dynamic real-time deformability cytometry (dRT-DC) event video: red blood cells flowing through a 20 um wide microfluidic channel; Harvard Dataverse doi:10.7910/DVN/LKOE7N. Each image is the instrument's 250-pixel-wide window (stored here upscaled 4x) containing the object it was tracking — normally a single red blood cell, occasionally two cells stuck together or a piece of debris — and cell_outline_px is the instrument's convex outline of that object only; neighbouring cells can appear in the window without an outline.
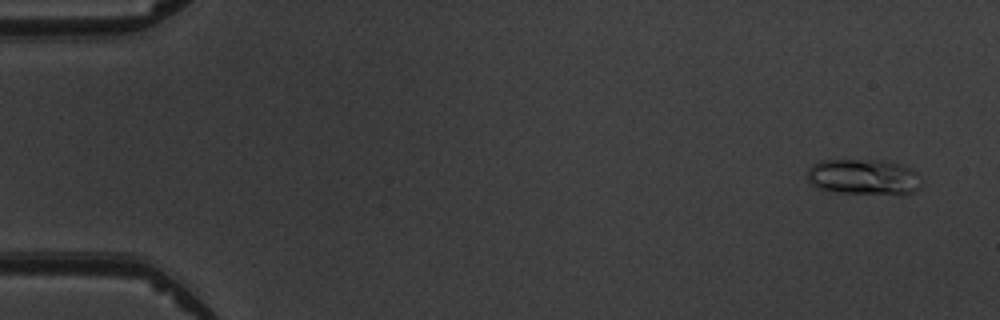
{"species": "common noctule bat (a hibernating species)", "species_latin": "Nyctalus noctula", "temperature_condition": "warm", "stored_images_in_passage": 6, "camera_frame_rate_fps": 3000, "um_per_image_px": 0.085, "animal": {"sex": "male", "body_mass_g": 19.5, "forearm_length_mm": 54.6}, "frame": {"image": 1, "passage_image": 6, "time_ms": 6.667, "image_size_px": [1000, 320], "cell_outline_px": [[924, 184], [920, 188], [904, 196], [840, 192], [816, 188], [808, 180], [808, 168], [812, 164], [820, 160], [880, 160], [896, 164], [908, 168], [916, 172]], "centroid_in_image_um": [73.44, 15.07], "position_along_channel_um": 11.6, "area_um2": 24.1}}